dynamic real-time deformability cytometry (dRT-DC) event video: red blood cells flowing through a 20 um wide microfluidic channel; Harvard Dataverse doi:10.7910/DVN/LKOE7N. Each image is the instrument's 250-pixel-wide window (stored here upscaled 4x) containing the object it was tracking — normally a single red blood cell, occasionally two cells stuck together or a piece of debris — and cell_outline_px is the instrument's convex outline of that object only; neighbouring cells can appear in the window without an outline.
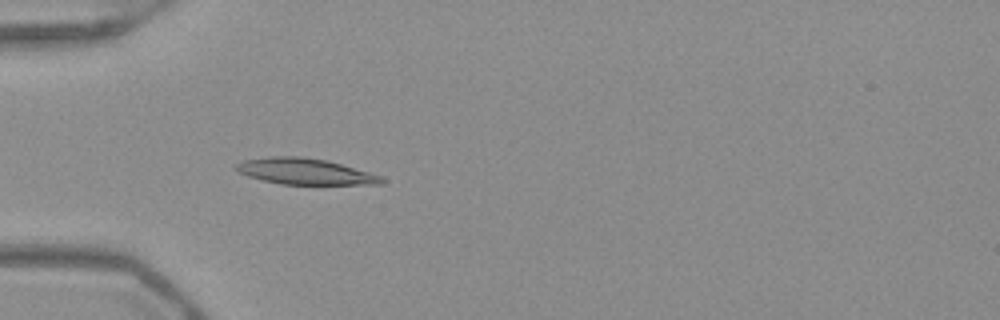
{"species": "Egyptian fruit bat (a non-hibernating species)", "species_latin": "Rousettus aegyptiacus", "temperature_condition": "warm", "stored_images_in_passage": 52, "camera_frame_rate_fps": 3000, "um_per_image_px": 0.085, "frame": {"image": 1, "passage_image": 16, "time_ms": 5.0, "image_size_px": [1000, 320], "cell_outline_px": [[384, 184], [280, 184], [248, 176], [232, 168], [236, 164], [244, 160], [268, 156], [304, 156], [324, 160], [340, 164], [368, 172], [380, 176], [384, 180]], "centroid_in_image_um": [25.87, 14.56], "position_along_channel_um": 59.1, "area_um2": 21.85}}
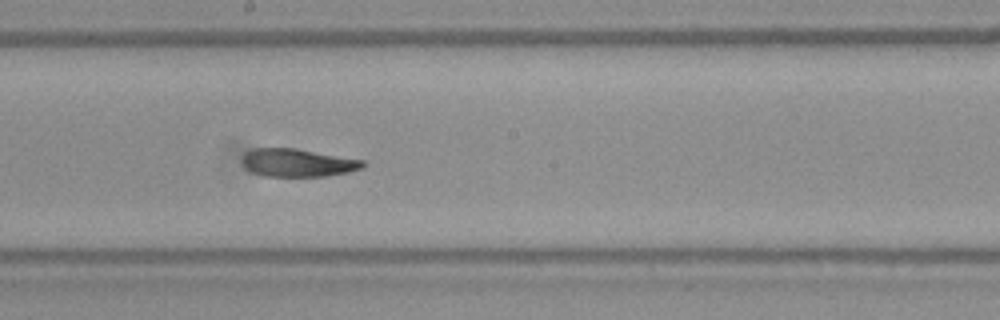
{"frame": {"image": 2, "passage_image": 29, "time_ms": 9.333, "image_size_px": [1000, 320], "cell_outline_px": [[364, 168], [348, 172], [328, 176], [264, 176], [252, 172], [244, 168], [240, 160], [244, 152], [252, 148], [296, 148], [364, 160]], "centroid_in_image_um": [25.26, 13.83], "position_along_channel_um": 222.9, "area_um2": 19.94}}
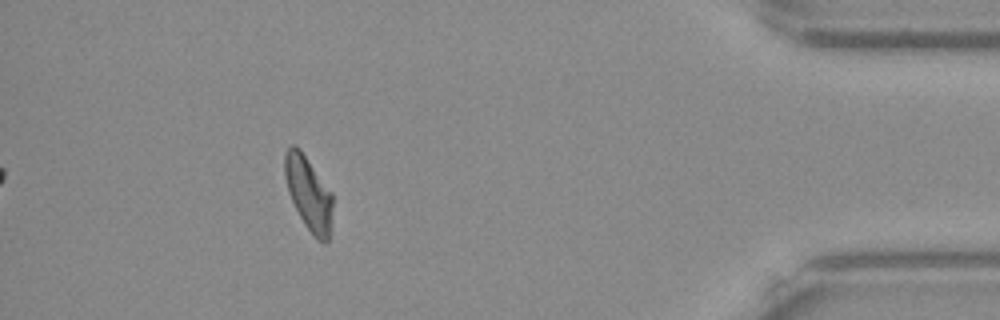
{"frame": {"image": 3, "passage_image": 47, "time_ms": 15.333, "image_size_px": [1000, 320], "cell_outline_px": [[332, 208], [328, 240], [324, 244], [316, 240], [304, 224], [288, 192], [284, 176], [284, 156], [288, 148], [292, 144], [296, 144], [300, 148], [332, 192]], "centroid_in_image_um": [26.22, 16.42], "position_along_channel_um": 409.0, "area_um2": 20.63}, "authors_computed_cell_mechanics": {"area_um2": 20.8947, "velocity_mm_per_s": 3.9147, "shape_relaxation_time_tau1_ms": null, "shape_relaxation_time_tau2_ms": 4.5715, "deformation_change_tau1": null, "deformation_change_tau2": 0.1088}}